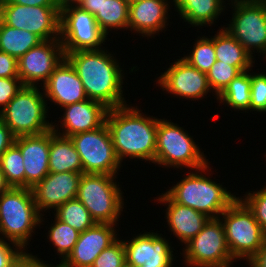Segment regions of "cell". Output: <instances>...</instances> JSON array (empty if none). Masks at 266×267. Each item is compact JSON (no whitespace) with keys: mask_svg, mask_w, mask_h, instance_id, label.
<instances>
[{"mask_svg":"<svg viewBox=\"0 0 266 267\" xmlns=\"http://www.w3.org/2000/svg\"><path fill=\"white\" fill-rule=\"evenodd\" d=\"M69 138L81 158L82 173L113 176L118 174L121 162L115 153L106 123L98 129L78 133Z\"/></svg>","mask_w":266,"mask_h":267,"instance_id":"cell-11","label":"cell"},{"mask_svg":"<svg viewBox=\"0 0 266 267\" xmlns=\"http://www.w3.org/2000/svg\"><path fill=\"white\" fill-rule=\"evenodd\" d=\"M116 176L83 173L76 198L87 208L96 223L116 225L123 211V197ZM120 215V216H119Z\"/></svg>","mask_w":266,"mask_h":267,"instance_id":"cell-6","label":"cell"},{"mask_svg":"<svg viewBox=\"0 0 266 267\" xmlns=\"http://www.w3.org/2000/svg\"><path fill=\"white\" fill-rule=\"evenodd\" d=\"M176 12L193 26L213 24L226 8L224 0H173ZM225 7V8H224Z\"/></svg>","mask_w":266,"mask_h":267,"instance_id":"cell-25","label":"cell"},{"mask_svg":"<svg viewBox=\"0 0 266 267\" xmlns=\"http://www.w3.org/2000/svg\"><path fill=\"white\" fill-rule=\"evenodd\" d=\"M123 267H137V266H133V265H130V264H128V263H125V264L123 265Z\"/></svg>","mask_w":266,"mask_h":267,"instance_id":"cell-49","label":"cell"},{"mask_svg":"<svg viewBox=\"0 0 266 267\" xmlns=\"http://www.w3.org/2000/svg\"><path fill=\"white\" fill-rule=\"evenodd\" d=\"M248 263L250 267H266V238L261 249Z\"/></svg>","mask_w":266,"mask_h":267,"instance_id":"cell-44","label":"cell"},{"mask_svg":"<svg viewBox=\"0 0 266 267\" xmlns=\"http://www.w3.org/2000/svg\"><path fill=\"white\" fill-rule=\"evenodd\" d=\"M186 132L173 122L159 119L154 164L174 168L183 166L195 171L207 166L208 159Z\"/></svg>","mask_w":266,"mask_h":267,"instance_id":"cell-8","label":"cell"},{"mask_svg":"<svg viewBox=\"0 0 266 267\" xmlns=\"http://www.w3.org/2000/svg\"><path fill=\"white\" fill-rule=\"evenodd\" d=\"M82 173L81 158L69 137L50 130L49 173Z\"/></svg>","mask_w":266,"mask_h":267,"instance_id":"cell-24","label":"cell"},{"mask_svg":"<svg viewBox=\"0 0 266 267\" xmlns=\"http://www.w3.org/2000/svg\"><path fill=\"white\" fill-rule=\"evenodd\" d=\"M107 52L105 49L79 50L67 53L65 58L76 70L87 98L114 109L127 105L122 97L124 76L119 63Z\"/></svg>","mask_w":266,"mask_h":267,"instance_id":"cell-1","label":"cell"},{"mask_svg":"<svg viewBox=\"0 0 266 267\" xmlns=\"http://www.w3.org/2000/svg\"><path fill=\"white\" fill-rule=\"evenodd\" d=\"M125 263L123 239H117L98 255L91 267H123Z\"/></svg>","mask_w":266,"mask_h":267,"instance_id":"cell-35","label":"cell"},{"mask_svg":"<svg viewBox=\"0 0 266 267\" xmlns=\"http://www.w3.org/2000/svg\"><path fill=\"white\" fill-rule=\"evenodd\" d=\"M234 13L225 29L253 56L256 49L266 57V1L230 0ZM259 50V51H258Z\"/></svg>","mask_w":266,"mask_h":267,"instance_id":"cell-10","label":"cell"},{"mask_svg":"<svg viewBox=\"0 0 266 267\" xmlns=\"http://www.w3.org/2000/svg\"><path fill=\"white\" fill-rule=\"evenodd\" d=\"M94 17L106 36L111 29H127L129 2L127 0H101L100 10Z\"/></svg>","mask_w":266,"mask_h":267,"instance_id":"cell-28","label":"cell"},{"mask_svg":"<svg viewBox=\"0 0 266 267\" xmlns=\"http://www.w3.org/2000/svg\"><path fill=\"white\" fill-rule=\"evenodd\" d=\"M169 4L167 0H144L129 4V30L151 37L166 27ZM167 15V16H166Z\"/></svg>","mask_w":266,"mask_h":267,"instance_id":"cell-22","label":"cell"},{"mask_svg":"<svg viewBox=\"0 0 266 267\" xmlns=\"http://www.w3.org/2000/svg\"><path fill=\"white\" fill-rule=\"evenodd\" d=\"M251 79V100L252 111L266 112V74L250 73Z\"/></svg>","mask_w":266,"mask_h":267,"instance_id":"cell-37","label":"cell"},{"mask_svg":"<svg viewBox=\"0 0 266 267\" xmlns=\"http://www.w3.org/2000/svg\"><path fill=\"white\" fill-rule=\"evenodd\" d=\"M136 107L128 104L108 109L105 123L110 131L118 160L127 156L155 162L157 124L159 119L147 117Z\"/></svg>","mask_w":266,"mask_h":267,"instance_id":"cell-2","label":"cell"},{"mask_svg":"<svg viewBox=\"0 0 266 267\" xmlns=\"http://www.w3.org/2000/svg\"><path fill=\"white\" fill-rule=\"evenodd\" d=\"M38 87L40 85L23 86L0 112V119L16 138L38 135L53 129V123L46 121L47 99Z\"/></svg>","mask_w":266,"mask_h":267,"instance_id":"cell-5","label":"cell"},{"mask_svg":"<svg viewBox=\"0 0 266 267\" xmlns=\"http://www.w3.org/2000/svg\"><path fill=\"white\" fill-rule=\"evenodd\" d=\"M101 0H83L79 7L93 16H95L100 10Z\"/></svg>","mask_w":266,"mask_h":267,"instance_id":"cell-45","label":"cell"},{"mask_svg":"<svg viewBox=\"0 0 266 267\" xmlns=\"http://www.w3.org/2000/svg\"><path fill=\"white\" fill-rule=\"evenodd\" d=\"M0 20L13 28L24 29L42 41L59 39L60 11L58 6H25L1 3Z\"/></svg>","mask_w":266,"mask_h":267,"instance_id":"cell-12","label":"cell"},{"mask_svg":"<svg viewBox=\"0 0 266 267\" xmlns=\"http://www.w3.org/2000/svg\"><path fill=\"white\" fill-rule=\"evenodd\" d=\"M246 197L239 198L253 213L255 219L260 224L262 232L266 237V186L258 192L246 193Z\"/></svg>","mask_w":266,"mask_h":267,"instance_id":"cell-36","label":"cell"},{"mask_svg":"<svg viewBox=\"0 0 266 267\" xmlns=\"http://www.w3.org/2000/svg\"><path fill=\"white\" fill-rule=\"evenodd\" d=\"M156 80L168 93L185 99L199 100L211 91L207 75L190 65L182 57Z\"/></svg>","mask_w":266,"mask_h":267,"instance_id":"cell-15","label":"cell"},{"mask_svg":"<svg viewBox=\"0 0 266 267\" xmlns=\"http://www.w3.org/2000/svg\"><path fill=\"white\" fill-rule=\"evenodd\" d=\"M130 3H137V2H141V1H144V0H127Z\"/></svg>","mask_w":266,"mask_h":267,"instance_id":"cell-48","label":"cell"},{"mask_svg":"<svg viewBox=\"0 0 266 267\" xmlns=\"http://www.w3.org/2000/svg\"><path fill=\"white\" fill-rule=\"evenodd\" d=\"M157 200L164 205L168 204L165 213L168 226L178 240L184 244L194 238L210 219L204 213L176 203L165 193L160 195Z\"/></svg>","mask_w":266,"mask_h":267,"instance_id":"cell-23","label":"cell"},{"mask_svg":"<svg viewBox=\"0 0 266 267\" xmlns=\"http://www.w3.org/2000/svg\"><path fill=\"white\" fill-rule=\"evenodd\" d=\"M113 227L114 224L96 223L80 232L71 253L55 267H91L98 255L118 239Z\"/></svg>","mask_w":266,"mask_h":267,"instance_id":"cell-17","label":"cell"},{"mask_svg":"<svg viewBox=\"0 0 266 267\" xmlns=\"http://www.w3.org/2000/svg\"><path fill=\"white\" fill-rule=\"evenodd\" d=\"M41 42L42 40L37 35L24 29H17L5 25L0 20V51L18 60L28 50Z\"/></svg>","mask_w":266,"mask_h":267,"instance_id":"cell-27","label":"cell"},{"mask_svg":"<svg viewBox=\"0 0 266 267\" xmlns=\"http://www.w3.org/2000/svg\"><path fill=\"white\" fill-rule=\"evenodd\" d=\"M31 188L10 187L0 196V233L21 249L28 245L34 228L41 224Z\"/></svg>","mask_w":266,"mask_h":267,"instance_id":"cell-4","label":"cell"},{"mask_svg":"<svg viewBox=\"0 0 266 267\" xmlns=\"http://www.w3.org/2000/svg\"><path fill=\"white\" fill-rule=\"evenodd\" d=\"M20 78H0V112L23 88Z\"/></svg>","mask_w":266,"mask_h":267,"instance_id":"cell-38","label":"cell"},{"mask_svg":"<svg viewBox=\"0 0 266 267\" xmlns=\"http://www.w3.org/2000/svg\"><path fill=\"white\" fill-rule=\"evenodd\" d=\"M249 70L242 72L234 78L229 85L216 98L220 103L224 102L227 106L246 112L250 110L251 100V79Z\"/></svg>","mask_w":266,"mask_h":267,"instance_id":"cell-29","label":"cell"},{"mask_svg":"<svg viewBox=\"0 0 266 267\" xmlns=\"http://www.w3.org/2000/svg\"><path fill=\"white\" fill-rule=\"evenodd\" d=\"M21 250L18 245L13 243V247H11L4 239H0V267H8Z\"/></svg>","mask_w":266,"mask_h":267,"instance_id":"cell-41","label":"cell"},{"mask_svg":"<svg viewBox=\"0 0 266 267\" xmlns=\"http://www.w3.org/2000/svg\"><path fill=\"white\" fill-rule=\"evenodd\" d=\"M82 1L83 0H56V4L59 11H62L71 6H79Z\"/></svg>","mask_w":266,"mask_h":267,"instance_id":"cell-46","label":"cell"},{"mask_svg":"<svg viewBox=\"0 0 266 267\" xmlns=\"http://www.w3.org/2000/svg\"><path fill=\"white\" fill-rule=\"evenodd\" d=\"M63 108L65 112L62 121H59L62 124L60 127L64 128L63 133H60L58 124L53 125L54 132L63 137L98 129L105 123L108 112V108L102 103L90 99Z\"/></svg>","mask_w":266,"mask_h":267,"instance_id":"cell-21","label":"cell"},{"mask_svg":"<svg viewBox=\"0 0 266 267\" xmlns=\"http://www.w3.org/2000/svg\"><path fill=\"white\" fill-rule=\"evenodd\" d=\"M241 73L242 71L238 67L216 60L206 73L209 86L213 90L212 93L215 92L216 97H218L229 83Z\"/></svg>","mask_w":266,"mask_h":267,"instance_id":"cell-34","label":"cell"},{"mask_svg":"<svg viewBox=\"0 0 266 267\" xmlns=\"http://www.w3.org/2000/svg\"><path fill=\"white\" fill-rule=\"evenodd\" d=\"M48 234V239L57 248V253L61 255L63 262L73 250L80 232L55 217V223L53 226L51 224Z\"/></svg>","mask_w":266,"mask_h":267,"instance_id":"cell-32","label":"cell"},{"mask_svg":"<svg viewBox=\"0 0 266 267\" xmlns=\"http://www.w3.org/2000/svg\"><path fill=\"white\" fill-rule=\"evenodd\" d=\"M209 168L208 164L197 169L196 173L195 171L187 173L186 177L177 182L165 194L176 203L193 208L209 218H219L237 197L219 183L202 174Z\"/></svg>","mask_w":266,"mask_h":267,"instance_id":"cell-3","label":"cell"},{"mask_svg":"<svg viewBox=\"0 0 266 267\" xmlns=\"http://www.w3.org/2000/svg\"><path fill=\"white\" fill-rule=\"evenodd\" d=\"M0 169L10 187L25 188V166L20 149L13 144L0 157Z\"/></svg>","mask_w":266,"mask_h":267,"instance_id":"cell-31","label":"cell"},{"mask_svg":"<svg viewBox=\"0 0 266 267\" xmlns=\"http://www.w3.org/2000/svg\"><path fill=\"white\" fill-rule=\"evenodd\" d=\"M194 45L192 53L182 58L196 69L206 74L216 62L214 36L213 38L205 36L202 38L200 37L196 40Z\"/></svg>","mask_w":266,"mask_h":267,"instance_id":"cell-33","label":"cell"},{"mask_svg":"<svg viewBox=\"0 0 266 267\" xmlns=\"http://www.w3.org/2000/svg\"><path fill=\"white\" fill-rule=\"evenodd\" d=\"M0 78H19L17 59L0 51Z\"/></svg>","mask_w":266,"mask_h":267,"instance_id":"cell-40","label":"cell"},{"mask_svg":"<svg viewBox=\"0 0 266 267\" xmlns=\"http://www.w3.org/2000/svg\"><path fill=\"white\" fill-rule=\"evenodd\" d=\"M126 263L137 267H172L175 259L168 240L161 234L145 232L123 241Z\"/></svg>","mask_w":266,"mask_h":267,"instance_id":"cell-16","label":"cell"},{"mask_svg":"<svg viewBox=\"0 0 266 267\" xmlns=\"http://www.w3.org/2000/svg\"><path fill=\"white\" fill-rule=\"evenodd\" d=\"M14 144L20 149L25 166V188H33L49 174L50 130L20 136Z\"/></svg>","mask_w":266,"mask_h":267,"instance_id":"cell-19","label":"cell"},{"mask_svg":"<svg viewBox=\"0 0 266 267\" xmlns=\"http://www.w3.org/2000/svg\"><path fill=\"white\" fill-rule=\"evenodd\" d=\"M2 3H15L25 6H57L56 0H2Z\"/></svg>","mask_w":266,"mask_h":267,"instance_id":"cell-43","label":"cell"},{"mask_svg":"<svg viewBox=\"0 0 266 267\" xmlns=\"http://www.w3.org/2000/svg\"><path fill=\"white\" fill-rule=\"evenodd\" d=\"M82 174L75 172L49 173L38 182L32 188L38 212L49 209L56 210L67 201L75 199Z\"/></svg>","mask_w":266,"mask_h":267,"instance_id":"cell-18","label":"cell"},{"mask_svg":"<svg viewBox=\"0 0 266 267\" xmlns=\"http://www.w3.org/2000/svg\"><path fill=\"white\" fill-rule=\"evenodd\" d=\"M16 137L6 124L0 119V157L15 142Z\"/></svg>","mask_w":266,"mask_h":267,"instance_id":"cell-42","label":"cell"},{"mask_svg":"<svg viewBox=\"0 0 266 267\" xmlns=\"http://www.w3.org/2000/svg\"><path fill=\"white\" fill-rule=\"evenodd\" d=\"M24 250L25 249H22L15 256L8 267H51V264L48 265L45 262L43 263V261L39 260L37 256H33L32 254L27 253V251L25 252Z\"/></svg>","mask_w":266,"mask_h":267,"instance_id":"cell-39","label":"cell"},{"mask_svg":"<svg viewBox=\"0 0 266 267\" xmlns=\"http://www.w3.org/2000/svg\"><path fill=\"white\" fill-rule=\"evenodd\" d=\"M183 249L185 265L190 267H231L234 262L220 217L210 218Z\"/></svg>","mask_w":266,"mask_h":267,"instance_id":"cell-9","label":"cell"},{"mask_svg":"<svg viewBox=\"0 0 266 267\" xmlns=\"http://www.w3.org/2000/svg\"><path fill=\"white\" fill-rule=\"evenodd\" d=\"M65 58L59 39L45 40L28 50L17 60L18 77L24 86L44 84Z\"/></svg>","mask_w":266,"mask_h":267,"instance_id":"cell-14","label":"cell"},{"mask_svg":"<svg viewBox=\"0 0 266 267\" xmlns=\"http://www.w3.org/2000/svg\"><path fill=\"white\" fill-rule=\"evenodd\" d=\"M107 36L95 17L79 6L60 11V37L64 54L79 50H100Z\"/></svg>","mask_w":266,"mask_h":267,"instance_id":"cell-13","label":"cell"},{"mask_svg":"<svg viewBox=\"0 0 266 267\" xmlns=\"http://www.w3.org/2000/svg\"><path fill=\"white\" fill-rule=\"evenodd\" d=\"M10 188V186L7 184L4 174L0 169V196L6 192L8 189Z\"/></svg>","mask_w":266,"mask_h":267,"instance_id":"cell-47","label":"cell"},{"mask_svg":"<svg viewBox=\"0 0 266 267\" xmlns=\"http://www.w3.org/2000/svg\"><path fill=\"white\" fill-rule=\"evenodd\" d=\"M216 60L238 67L242 72L253 67V56L224 27L214 36Z\"/></svg>","mask_w":266,"mask_h":267,"instance_id":"cell-26","label":"cell"},{"mask_svg":"<svg viewBox=\"0 0 266 267\" xmlns=\"http://www.w3.org/2000/svg\"><path fill=\"white\" fill-rule=\"evenodd\" d=\"M55 217L79 232L93 227L96 222L87 208L77 198L67 201L54 210Z\"/></svg>","mask_w":266,"mask_h":267,"instance_id":"cell-30","label":"cell"},{"mask_svg":"<svg viewBox=\"0 0 266 267\" xmlns=\"http://www.w3.org/2000/svg\"><path fill=\"white\" fill-rule=\"evenodd\" d=\"M221 215L232 258L235 262L242 258L249 262L261 249L266 238L260 224L239 197Z\"/></svg>","mask_w":266,"mask_h":267,"instance_id":"cell-7","label":"cell"},{"mask_svg":"<svg viewBox=\"0 0 266 267\" xmlns=\"http://www.w3.org/2000/svg\"><path fill=\"white\" fill-rule=\"evenodd\" d=\"M42 87L44 97L61 107L88 99L82 81L66 58L54 69Z\"/></svg>","mask_w":266,"mask_h":267,"instance_id":"cell-20","label":"cell"}]
</instances>
